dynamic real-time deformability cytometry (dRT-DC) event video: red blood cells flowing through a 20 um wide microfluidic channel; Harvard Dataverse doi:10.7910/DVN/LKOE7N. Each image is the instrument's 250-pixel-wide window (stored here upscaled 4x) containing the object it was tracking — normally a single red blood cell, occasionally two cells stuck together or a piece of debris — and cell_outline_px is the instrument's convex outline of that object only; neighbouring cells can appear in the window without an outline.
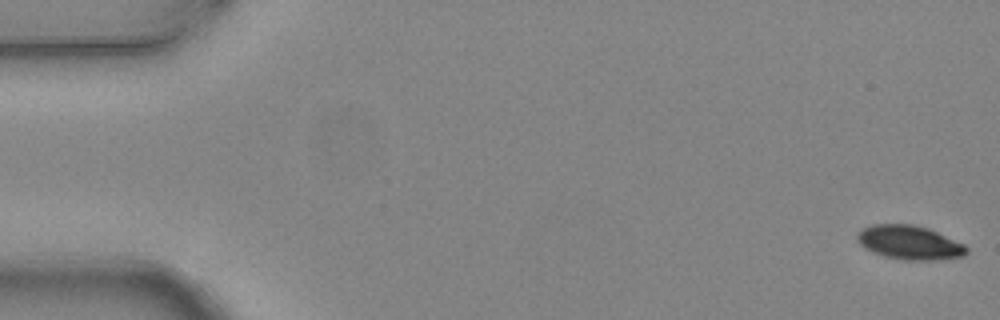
{"species": "common noctule bat (a hibernating species)", "species_latin": "Nyctalus noctula", "temperature_condition": "warm", "stored_images_in_passage": 5, "segment_of_instrument_passage": [1, 2], "camera_frame_rate_fps": 3000, "um_per_image_px": 0.085, "animal": {"sex": "female", "body_mass_g": 24.6, "forearm_length_mm": 56.2}, "frame": {"image": 1, "passage_image": 1, "time_ms": 0.0, "image_size_px": [1000, 320], "cell_outline_px": [[968, 252], [964, 256], [936, 260], [900, 260], [884, 256], [872, 252], [860, 244], [856, 240], [856, 236], [864, 228], [872, 224], [912, 224], [928, 228], [964, 244], [968, 248]], "centroid_in_image_um": [77.31, 20.62], "position_along_channel_um": 7.7, "area_um2": 21.68}}
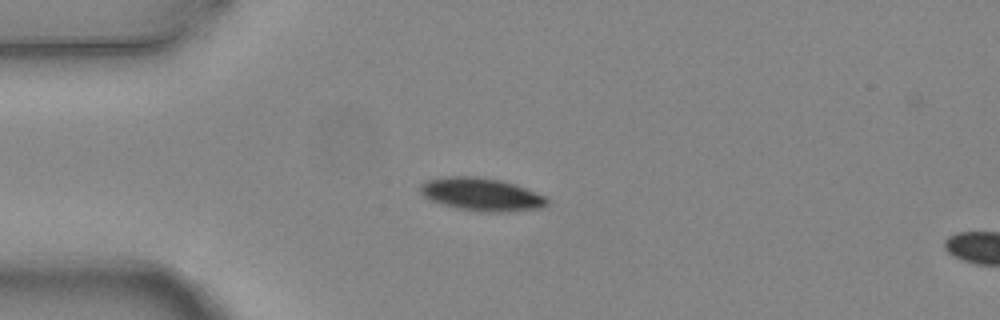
{"frame": {"image": 2, "passage_image": 4, "time_ms": 1.0, "image_size_px": [1000, 320], "cell_outline_px": [[548, 204], [540, 208], [512, 212], [484, 212], [456, 208], [432, 200], [424, 196], [420, 192], [420, 184], [428, 180], [444, 176], [476, 176], [500, 180], [516, 184], [548, 196]], "centroid_in_image_um": [40.98, 16.52], "position_along_channel_um": 44.0, "area_um2": 24.57}}